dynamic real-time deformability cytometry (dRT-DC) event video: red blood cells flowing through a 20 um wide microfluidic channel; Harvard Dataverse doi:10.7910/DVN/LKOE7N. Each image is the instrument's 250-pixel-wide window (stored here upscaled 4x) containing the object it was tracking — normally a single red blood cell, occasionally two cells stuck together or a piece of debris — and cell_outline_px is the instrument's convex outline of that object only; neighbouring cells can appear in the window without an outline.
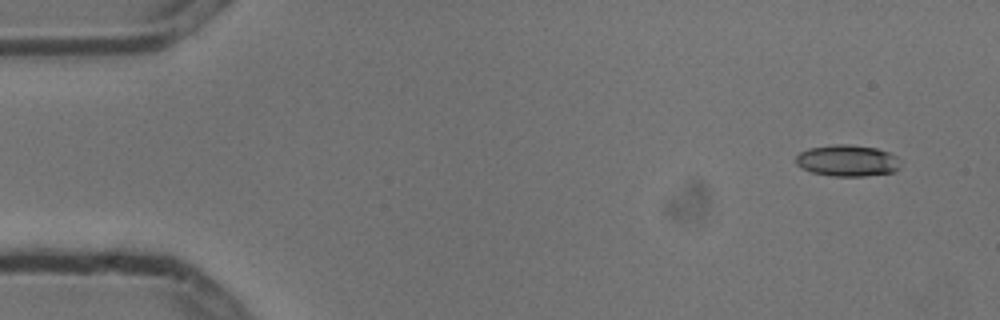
{"species": "common noctule bat (a hibernating species)", "species_latin": "Nyctalus noctula", "temperature_condition": "cold", "stored_images_in_passage": 4, "camera_frame_rate_fps": 3000, "um_per_image_px": 0.085, "animal": {"sex": "male", "body_mass_g": 13.3}, "frame": {"image": 1, "passage_image": 1, "time_ms": 0.0, "image_size_px": [1000, 320], "cell_outline_px": [[900, 168], [896, 172], [864, 176], [832, 176], [812, 172], [800, 168], [796, 164], [796, 156], [800, 152], [808, 148], [836, 144], [848, 144], [876, 148], [888, 152], [896, 156]], "centroid_in_image_um": [72.01, 13.66], "position_along_channel_um": 13.0, "area_um2": 19.25}}
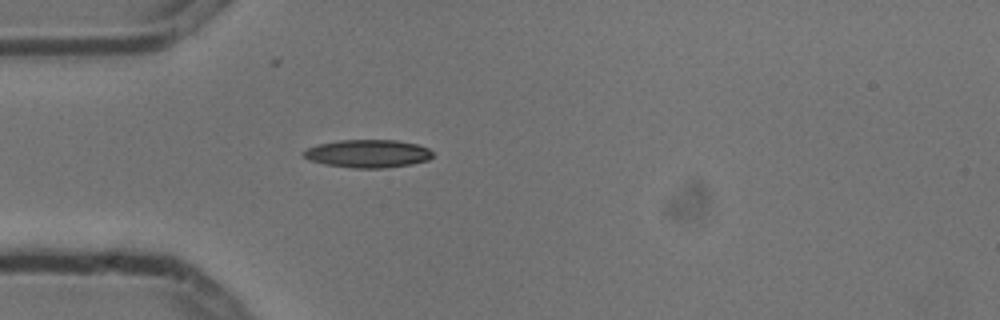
{"frame": {"image": 2, "passage_image": 4, "time_ms": 1.0, "image_size_px": [1000, 320], "cell_outline_px": [[432, 156], [428, 160], [412, 164], [384, 168], [352, 168], [324, 164], [308, 160], [300, 152], [308, 148], [320, 144], [340, 140], [396, 140], [416, 144], [428, 148], [432, 152]], "centroid_in_image_um": [31.25, 13.06], "position_along_channel_um": 53.8, "area_um2": 21.04}}